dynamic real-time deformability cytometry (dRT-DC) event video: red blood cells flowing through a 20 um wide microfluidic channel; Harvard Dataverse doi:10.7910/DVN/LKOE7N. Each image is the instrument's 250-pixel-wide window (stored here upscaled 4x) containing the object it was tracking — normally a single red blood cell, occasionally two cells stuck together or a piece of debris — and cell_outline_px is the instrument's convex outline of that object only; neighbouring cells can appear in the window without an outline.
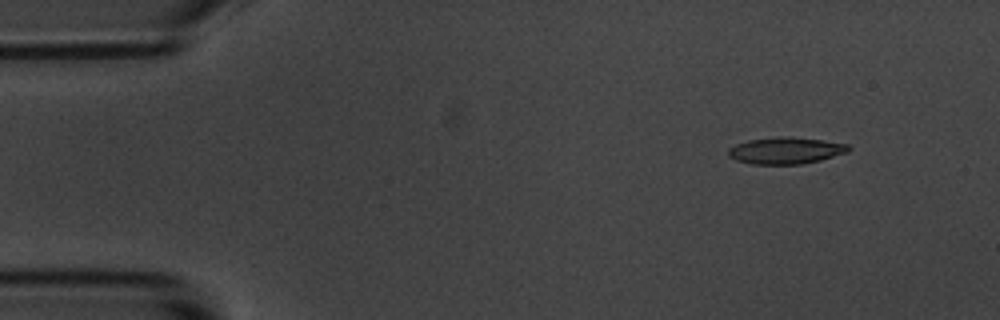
{"species": "common noctule bat (a hibernating species)", "species_latin": "Nyctalus noctula", "temperature_condition": "room temperature", "stored_images_in_passage": 4, "camera_frame_rate_fps": 3000, "um_per_image_px": 0.085, "animal": {"sex": "male", "body_mass_g": 20.1, "forearm_length_mm": 53.5}, "frame": {"image": 1, "passage_image": 1, "time_ms": 0.0, "image_size_px": [1000, 320], "cell_outline_px": [[852, 148], [848, 152], [820, 160], [800, 164], [752, 164], [736, 160], [728, 156], [728, 148], [736, 144], [748, 140], [780, 136], [784, 136], [820, 140], [848, 144]], "centroid_in_image_um": [66.77, 12.8], "position_along_channel_um": 18.2, "area_um2": 18.61}}
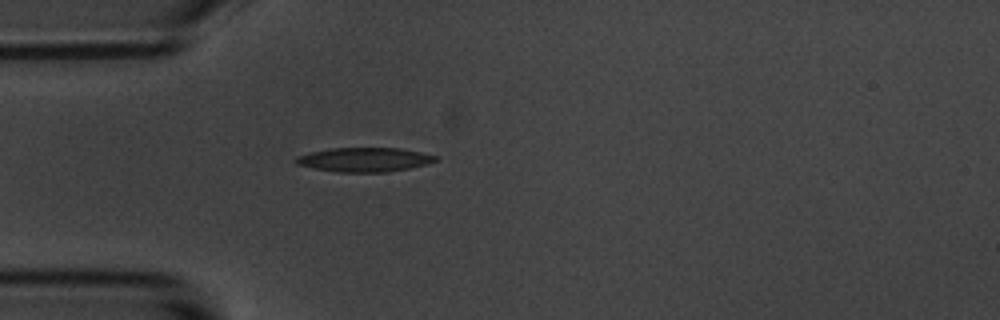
{"frame": {"image": 2, "passage_image": 4, "time_ms": 3.333, "image_size_px": [1000, 320], "cell_outline_px": [[436, 160], [424, 164], [408, 168], [388, 172], [336, 172], [312, 168], [296, 164], [296, 156], [312, 152], [332, 148], [400, 148], [420, 152], [436, 156]], "centroid_in_image_um": [30.93, 13.57], "position_along_channel_um": 54.1, "area_um2": 19.42}}